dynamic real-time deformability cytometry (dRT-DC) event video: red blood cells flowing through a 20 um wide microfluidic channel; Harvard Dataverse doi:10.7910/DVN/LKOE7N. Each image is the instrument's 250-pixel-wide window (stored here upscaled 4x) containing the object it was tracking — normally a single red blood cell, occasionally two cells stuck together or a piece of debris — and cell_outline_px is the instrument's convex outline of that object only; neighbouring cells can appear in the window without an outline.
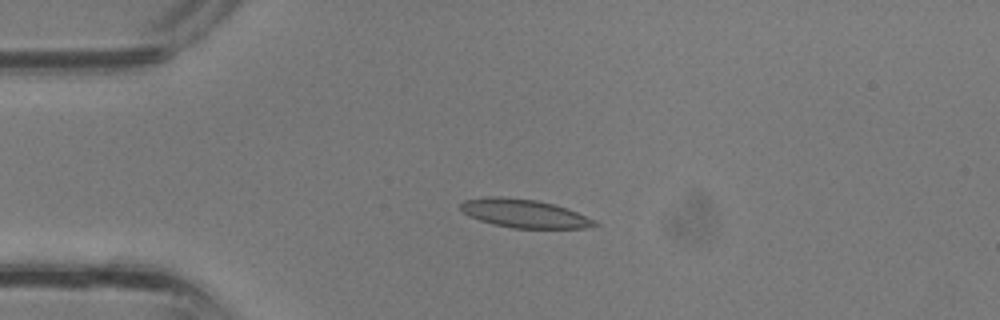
{"species": "common noctule bat (a hibernating species)", "species_latin": "Nyctalus noctula", "temperature_condition": "room temperature", "stored_images_in_passage": 36, "camera_frame_rate_fps": 3000, "um_per_image_px": 0.085, "animal": {"sex": "male", "body_mass_g": 13.3}, "frame": {"image": 1, "passage_image": 8, "time_ms": 2.333, "image_size_px": [1000, 320], "cell_outline_px": [[600, 224], [584, 228], [512, 228], [480, 220], [468, 216], [460, 208], [460, 204], [464, 200], [488, 196], [500, 196], [536, 200], [552, 204], [576, 212], [596, 220]], "centroid_in_image_um": [44.54, 18.14], "position_along_channel_um": 40.5, "area_um2": 21.96}}
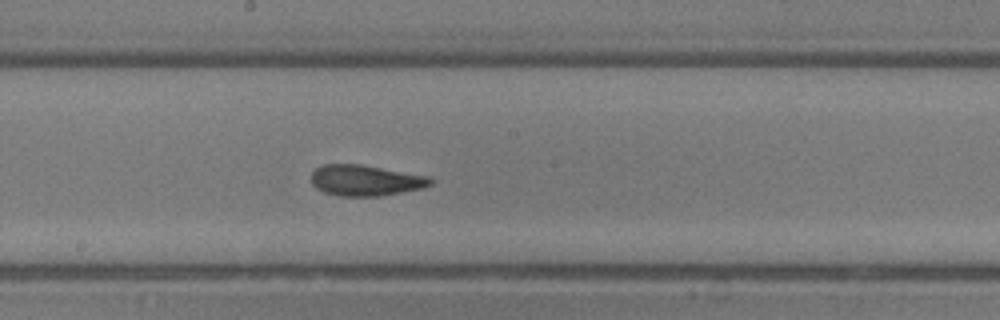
{"frame": {"image": 2, "passage_image": 19, "time_ms": 6.0, "image_size_px": [1000, 320], "cell_outline_px": [[432, 184], [424, 188], [380, 196], [340, 196], [324, 192], [316, 188], [312, 184], [312, 172], [316, 168], [324, 164], [360, 164], [428, 176], [432, 180]], "centroid_in_image_um": [31.06, 15.33], "position_along_channel_um": 217.1, "area_um2": 21.39}}
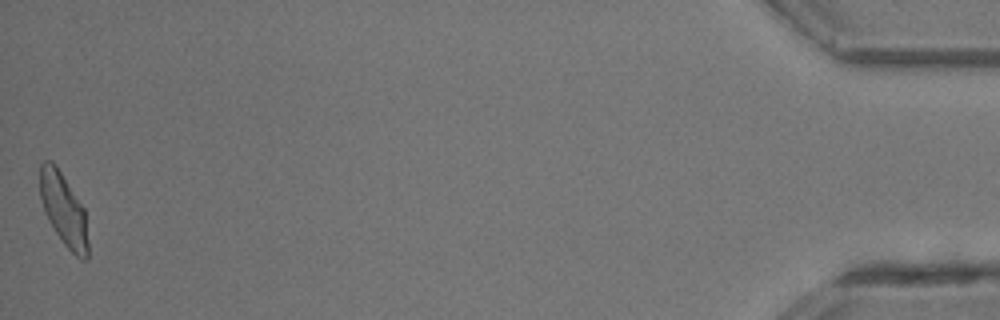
{"frame": {"image": 3, "passage_image": 36, "time_ms": 11.667, "image_size_px": [1000, 320], "cell_outline_px": [[88, 256], [84, 260], [80, 260], [64, 244], [48, 220], [44, 212], [40, 196], [40, 164], [44, 160], [52, 160], [56, 164], [84, 208], [88, 244]], "centroid_in_image_um": [5.4, 17.79], "position_along_channel_um": 429.8, "area_um2": 20.29}}